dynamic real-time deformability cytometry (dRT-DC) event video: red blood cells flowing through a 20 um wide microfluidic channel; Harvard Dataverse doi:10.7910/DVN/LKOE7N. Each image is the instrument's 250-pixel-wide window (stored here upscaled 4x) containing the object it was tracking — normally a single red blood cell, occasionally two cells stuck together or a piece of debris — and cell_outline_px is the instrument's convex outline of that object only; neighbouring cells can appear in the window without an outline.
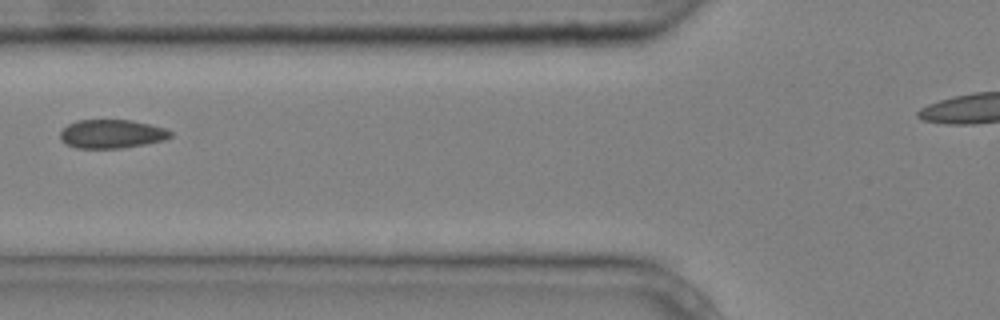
{"species": "common noctule bat (a hibernating species)", "species_latin": "Nyctalus noctula", "temperature_condition": "cold", "stored_images_in_passage": 5, "camera_frame_rate_fps": 3000, "um_per_image_px": 0.085, "animal": {"sex": "male", "body_mass_g": 20.4}, "frame": {"image": 1, "passage_image": 2, "time_ms": 0.333, "image_size_px": [1000, 320], "cell_outline_px": [[172, 136], [164, 140], [144, 144], [120, 148], [76, 148], [64, 144], [60, 140], [60, 132], [68, 124], [76, 120], [132, 120], [164, 128], [172, 132]], "centroid_in_image_um": [9.45, 11.38], "position_along_channel_um": 116.3, "area_um2": 18.44}}